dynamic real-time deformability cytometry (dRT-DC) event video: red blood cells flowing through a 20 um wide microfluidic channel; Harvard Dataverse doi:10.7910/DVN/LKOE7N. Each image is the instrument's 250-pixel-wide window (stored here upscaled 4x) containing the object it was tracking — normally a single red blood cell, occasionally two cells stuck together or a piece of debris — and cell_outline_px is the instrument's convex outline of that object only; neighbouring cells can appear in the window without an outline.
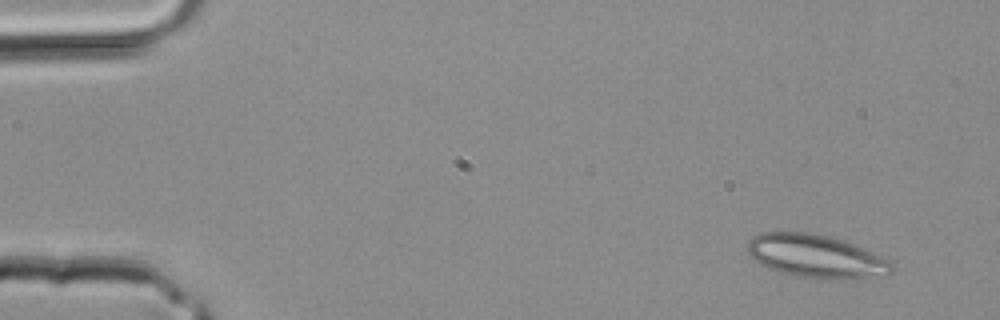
{"species": "common noctule bat (a hibernating species)", "species_latin": "Nyctalus noctula", "temperature_condition": "room temperature", "stored_images_in_passage": 4, "camera_frame_rate_fps": 3000, "um_per_image_px": 0.085, "animal": {"sex": "male", "body_mass_g": 20.4}, "frame": {"image": 1, "passage_image": 1, "time_ms": 0.0, "image_size_px": [1000, 320], "cell_outline_px": [[896, 268], [892, 272], [840, 280], [796, 276], [780, 272], [760, 264], [752, 260], [748, 252], [748, 240], [752, 236], [764, 232], [808, 232], [840, 240], [864, 248], [888, 260]], "centroid_in_image_um": [69.29, 21.78], "position_along_channel_um": 15.7, "area_um2": 35.72}}
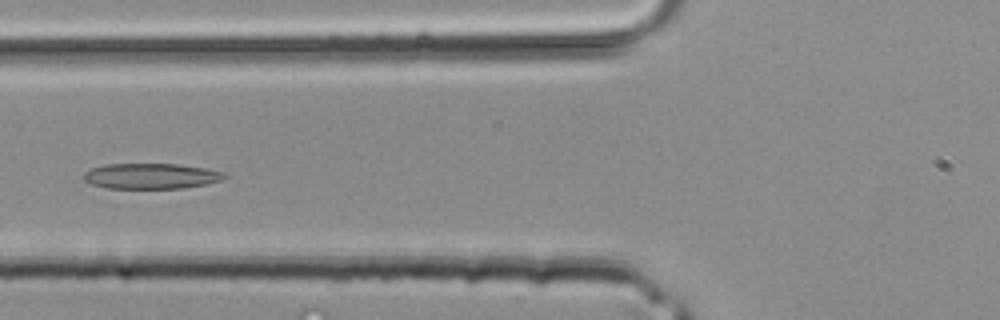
{"frame": {"image": 2, "passage_image": 4, "time_ms": 1.0, "image_size_px": [1000, 320], "cell_outline_px": [[228, 176], [220, 180], [204, 184], [184, 188], [108, 188], [92, 184], [84, 180], [84, 172], [92, 168], [104, 164], [180, 164], [204, 168], [224, 172]], "centroid_in_image_um": [12.83, 14.96], "position_along_channel_um": 113.0, "area_um2": 20.81}}